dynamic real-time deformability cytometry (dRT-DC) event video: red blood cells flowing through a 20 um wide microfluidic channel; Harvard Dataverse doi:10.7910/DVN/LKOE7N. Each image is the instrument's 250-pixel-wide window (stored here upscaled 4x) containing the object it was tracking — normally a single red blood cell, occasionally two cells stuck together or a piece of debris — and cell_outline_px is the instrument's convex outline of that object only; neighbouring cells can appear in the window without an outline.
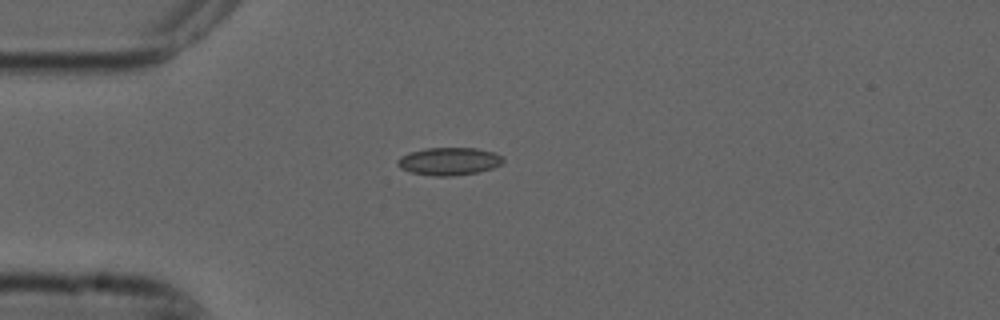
{"species": "common noctule bat (a hibernating species)", "species_latin": "Nyctalus noctula", "temperature_condition": "cold", "stored_images_in_passage": 5, "camera_frame_rate_fps": 3000, "um_per_image_px": 0.085, "animal": {"sex": "male", "forearm_length_mm": 52.5}, "frame": {"image": 1, "passage_image": 3, "time_ms": 0.667, "image_size_px": [1000, 320], "cell_outline_px": [[504, 160], [500, 164], [492, 168], [476, 172], [452, 176], [436, 176], [412, 172], [400, 168], [396, 164], [396, 160], [400, 156], [408, 152], [424, 148], [476, 148], [492, 152], [500, 156]], "centroid_in_image_um": [38.1, 13.7], "position_along_channel_um": 46.9, "area_um2": 16.94}}
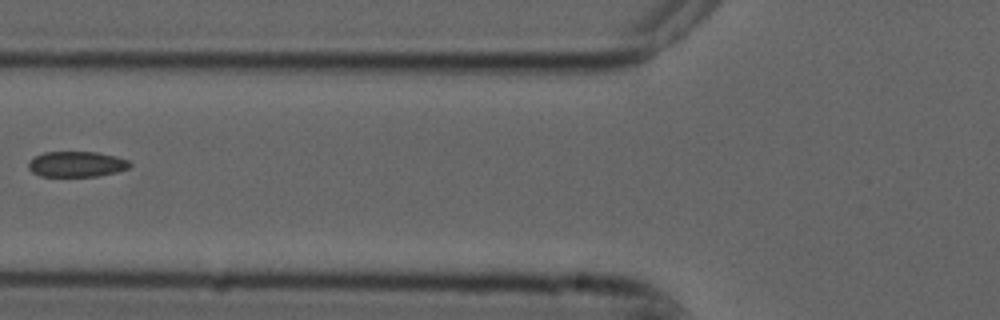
{"frame": {"image": 2, "passage_image": 5, "time_ms": 1.333, "image_size_px": [1000, 320], "cell_outline_px": [[132, 164], [128, 168], [116, 172], [100, 176], [40, 176], [32, 172], [28, 168], [28, 164], [36, 156], [44, 152], [96, 152], [116, 156], [128, 160]], "centroid_in_image_um": [6.53, 13.95], "position_along_channel_um": 119.3, "area_um2": 15.03}}